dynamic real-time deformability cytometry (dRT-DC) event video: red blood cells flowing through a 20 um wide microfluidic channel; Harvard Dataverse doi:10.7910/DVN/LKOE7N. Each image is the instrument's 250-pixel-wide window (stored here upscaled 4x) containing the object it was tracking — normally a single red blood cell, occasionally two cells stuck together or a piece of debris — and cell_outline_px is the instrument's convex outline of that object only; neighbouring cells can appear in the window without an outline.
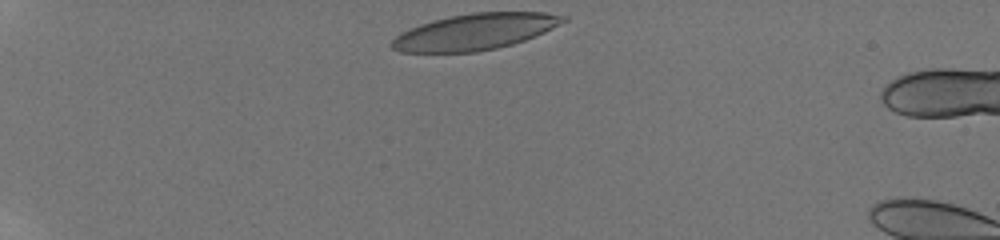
{"species": "human", "species_latin": "Homo sapiens", "temperature_condition": "room temperature", "stored_images_in_passage": 34, "camera_frame_rate_fps": 3000, "um_per_image_px": 0.085, "donor": {"sex": "male"}, "frame": {"image": 1, "passage_image": 1, "time_ms": 0.0, "image_size_px": [1000, 240], "cell_outline_px": [[568, 20], [544, 32], [524, 40], [512, 44], [496, 48], [476, 52], [400, 52], [392, 48], [388, 44], [400, 32], [420, 24], [432, 20], [472, 12], [544, 12], [568, 16]], "centroid_in_image_um": [40.36, 2.69], "position_along_channel_um": 44.6, "area_um2": 36.13}}
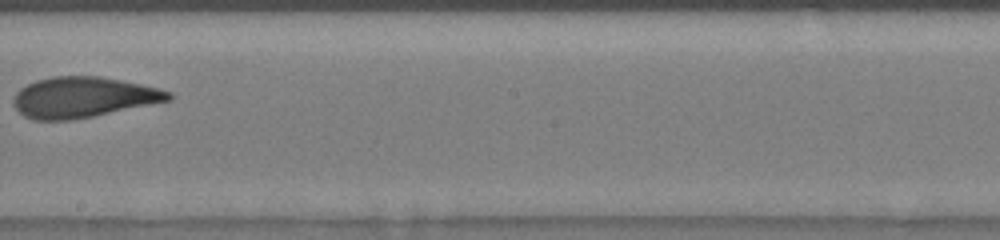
{"frame": {"image": 2, "passage_image": 19, "time_ms": 6.667, "image_size_px": [1000, 240], "cell_outline_px": [[172, 100], [72, 120], [32, 120], [24, 116], [12, 104], [12, 100], [16, 92], [20, 88], [36, 80], [52, 76], [100, 76], [140, 84], [172, 92]], "centroid_in_image_um": [7.03, 8.27], "position_along_channel_um": 241.2, "area_um2": 36.59}}
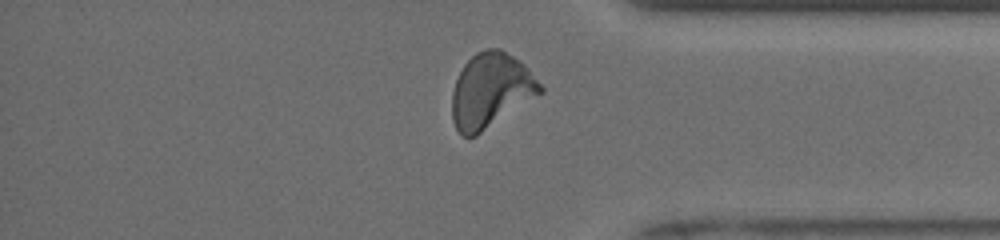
{"frame": {"image": 3, "passage_image": 30, "time_ms": 10.667, "image_size_px": [1000, 240], "cell_outline_px": [[544, 92], [476, 136], [464, 136], [456, 128], [452, 120], [452, 92], [456, 80], [464, 64], [476, 52], [488, 48], [500, 48], [520, 60], [528, 68], [544, 88]], "centroid_in_image_um": [41.73, 7.68], "position_along_channel_um": 393.5, "area_um2": 38.32}, "authors_computed_cell_mechanics": {"area_um2": 36.9342, "velocity_mm_per_s": 3.9302, "shape_relaxation_time_tau1_ms": 6.8224, "shape_relaxation_time_tau2_ms": 1.2039, "deformation_change_tau1": 0.2009, "deformation_change_tau2": 0.0744}}